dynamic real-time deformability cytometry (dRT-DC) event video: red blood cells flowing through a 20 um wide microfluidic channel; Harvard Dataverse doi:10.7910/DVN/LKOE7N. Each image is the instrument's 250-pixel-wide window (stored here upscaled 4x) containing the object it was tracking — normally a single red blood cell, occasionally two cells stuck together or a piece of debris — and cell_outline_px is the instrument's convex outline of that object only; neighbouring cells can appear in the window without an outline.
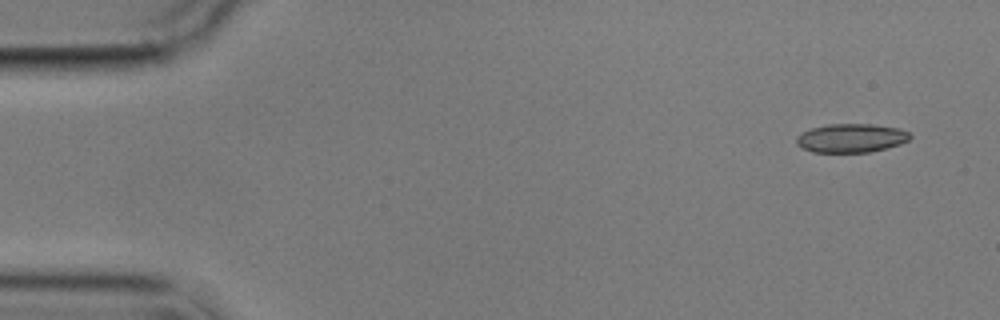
{"species": "common noctule bat (a hibernating species)", "species_latin": "Nyctalus noctula", "temperature_condition": "cold", "stored_images_in_passage": 4, "camera_frame_rate_fps": 3000, "um_per_image_px": 0.085, "animal": {"sex": "male", "body_mass_g": 17.9}, "frame": {"image": 1, "passage_image": 1, "time_ms": 0.0, "image_size_px": [1000, 320], "cell_outline_px": [[912, 136], [908, 140], [900, 144], [872, 152], [812, 152], [796, 144], [796, 136], [812, 128], [828, 124], [872, 124], [900, 128], [908, 132]], "centroid_in_image_um": [72.37, 11.73], "position_along_channel_um": 12.6, "area_um2": 19.02}}
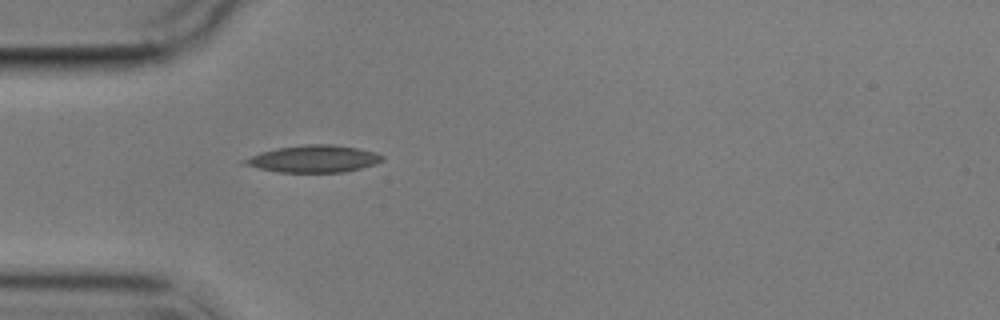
{"frame": {"image": 2, "passage_image": 4, "time_ms": 4.333, "image_size_px": [1000, 320], "cell_outline_px": [[384, 160], [376, 164], [344, 172], [280, 172], [240, 164], [240, 160], [260, 152], [276, 148], [308, 144], [332, 144], [356, 148], [376, 152], [384, 156]], "centroid_in_image_um": [26.64, 13.5], "position_along_channel_um": 58.4, "area_um2": 21.79}}